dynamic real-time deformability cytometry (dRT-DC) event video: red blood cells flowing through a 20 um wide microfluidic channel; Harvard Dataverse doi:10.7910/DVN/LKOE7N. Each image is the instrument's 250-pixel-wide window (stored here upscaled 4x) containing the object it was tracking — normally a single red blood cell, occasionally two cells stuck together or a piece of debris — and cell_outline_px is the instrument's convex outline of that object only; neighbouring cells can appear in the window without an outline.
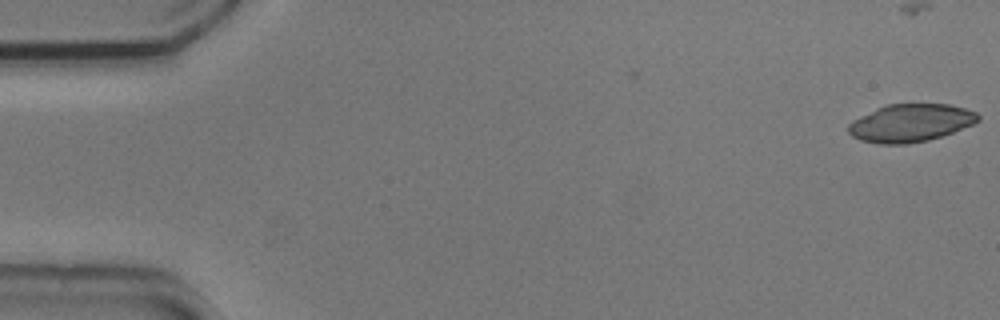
{"species": "common noctule bat (a hibernating species)", "species_latin": "Nyctalus noctula", "temperature_condition": "cold", "stored_images_in_passage": 36, "camera_frame_rate_fps": 3000, "um_per_image_px": 0.085, "animal": {"sex": "male", "body_mass_g": 20.5, "forearm_length_mm": 52.5}, "frame": {"image": 1, "passage_image": 1, "time_ms": 0.0, "image_size_px": [1000, 320], "cell_outline_px": [[980, 120], [972, 124], [952, 132], [928, 140], [904, 144], [880, 144], [860, 140], [852, 136], [848, 132], [848, 124], [852, 120], [876, 108], [888, 104], [948, 104], [964, 108], [976, 112], [980, 116]], "centroid_in_image_um": [77.37, 10.45], "position_along_channel_um": 7.6, "area_um2": 28.44}}
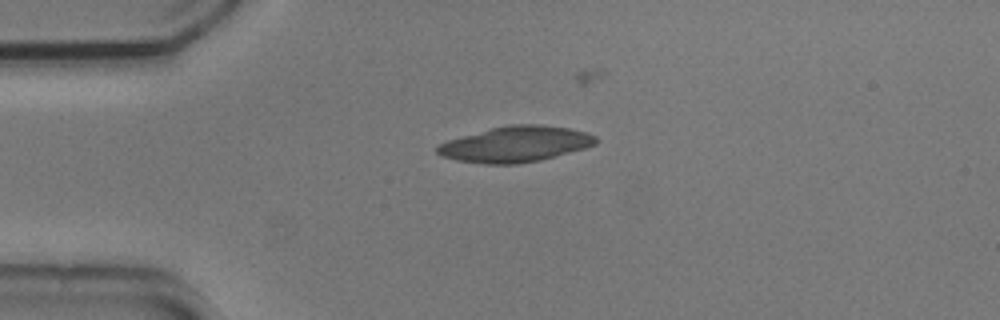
{"frame": {"image": 2, "passage_image": 13, "time_ms": 4.0, "image_size_px": [1000, 320], "cell_outline_px": [[600, 140], [596, 144], [584, 148], [540, 160], [516, 164], [484, 164], [456, 160], [440, 156], [436, 152], [436, 148], [440, 144], [448, 140], [492, 128], [508, 124], [540, 124], [568, 128], [588, 132], [596, 136]], "centroid_in_image_um": [43.84, 12.25], "position_along_channel_um": 41.2, "area_um2": 32.95}}